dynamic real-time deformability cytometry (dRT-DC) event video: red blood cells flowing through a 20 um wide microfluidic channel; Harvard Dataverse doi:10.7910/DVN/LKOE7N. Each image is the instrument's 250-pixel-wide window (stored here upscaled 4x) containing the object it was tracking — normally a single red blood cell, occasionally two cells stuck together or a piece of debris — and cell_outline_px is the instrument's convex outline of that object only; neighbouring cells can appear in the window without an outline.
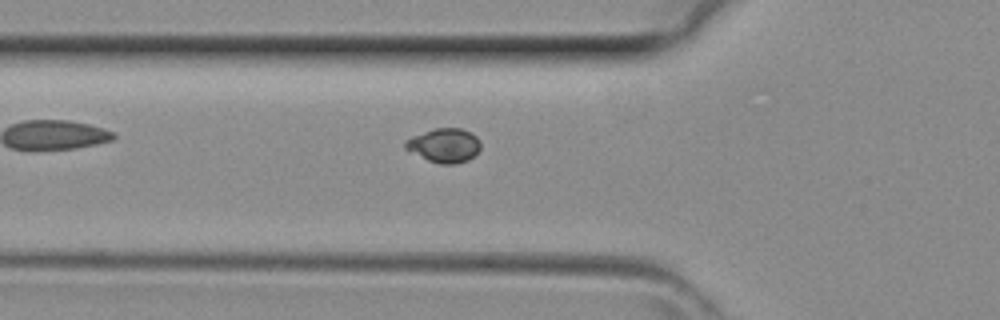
{"species": "common noctule bat (a hibernating species)", "species_latin": "Nyctalus noctula", "temperature_condition": "room temperature", "stored_images_in_passage": 30, "camera_frame_rate_fps": 3000, "um_per_image_px": 0.085, "animal": {"sex": "female", "body_mass_g": 29.2, "forearm_length_mm": 56.3}, "frame": {"image": 1, "passage_image": 7, "time_ms": 2.0, "image_size_px": [1000, 320], "cell_outline_px": [[480, 148], [468, 160], [456, 164], [440, 164], [428, 160], [408, 152], [404, 148], [404, 140], [412, 136], [436, 128], [460, 128], [472, 132], [480, 140]], "centroid_in_image_um": [37.73, 12.36], "position_along_channel_um": 88.1, "area_um2": 15.09}}
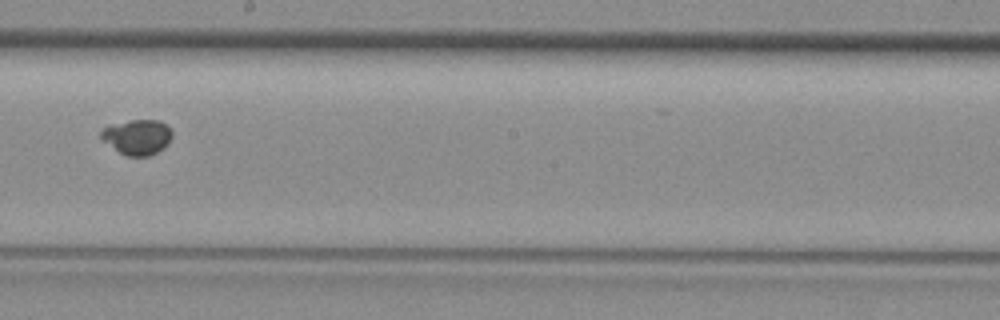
{"frame": {"image": 2, "passage_image": 16, "time_ms": 5.0, "image_size_px": [1000, 320], "cell_outline_px": [[172, 136], [156, 152], [148, 156], [128, 156], [120, 152], [100, 140], [100, 132], [108, 124], [132, 120], [156, 120], [164, 124], [172, 132]], "centroid_in_image_um": [11.58, 11.63], "position_along_channel_um": 236.6, "area_um2": 14.28}}
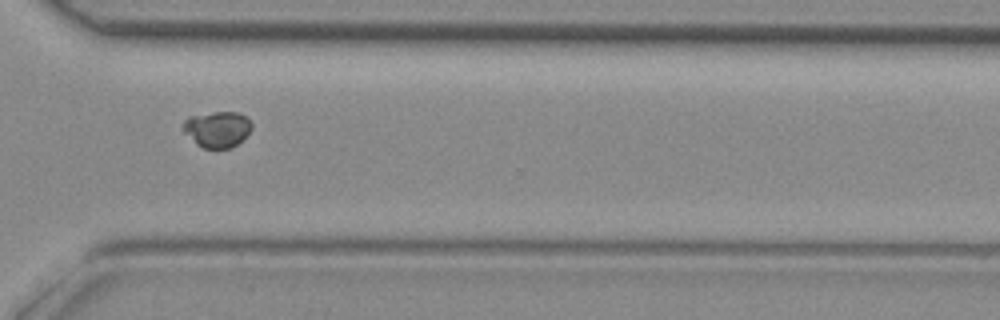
{"frame": {"image": 3, "passage_image": 23, "time_ms": 7.333, "image_size_px": [1000, 320], "cell_outline_px": [[252, 128], [232, 148], [204, 148], [196, 144], [184, 132], [184, 120], [188, 116], [212, 112], [236, 112], [248, 116], [252, 124]], "centroid_in_image_um": [18.47, 10.96], "position_along_channel_um": 352.1, "area_um2": 14.33}}